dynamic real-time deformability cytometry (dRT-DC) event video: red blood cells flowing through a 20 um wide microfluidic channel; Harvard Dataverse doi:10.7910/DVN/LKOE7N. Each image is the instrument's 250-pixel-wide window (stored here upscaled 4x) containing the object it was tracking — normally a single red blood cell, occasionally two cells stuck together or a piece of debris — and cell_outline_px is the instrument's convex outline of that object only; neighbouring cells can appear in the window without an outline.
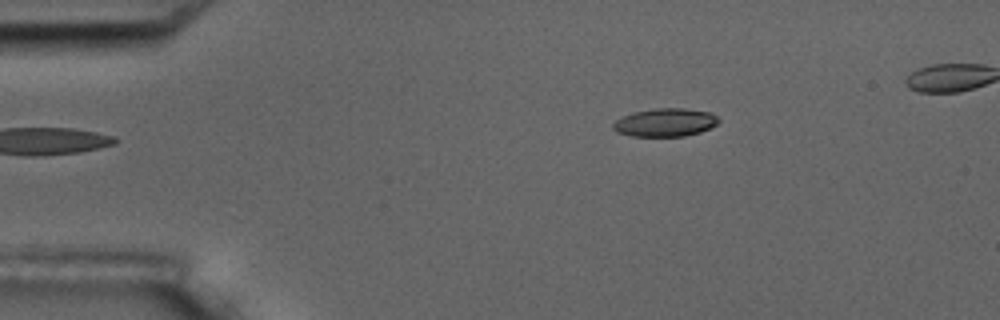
{"species": "common noctule bat (a hibernating species)", "species_latin": "Nyctalus noctula", "temperature_condition": "room temperature", "stored_images_in_passage": 5, "camera_frame_rate_fps": 3000, "um_per_image_px": 0.085, "animal": {"sex": "male", "body_mass_g": 17.5, "forearm_length_mm": 52.3}, "frame": {"image": 1, "passage_image": 5, "time_ms": 4.667, "image_size_px": [1000, 320], "cell_outline_px": [[720, 120], [716, 124], [700, 132], [684, 136], [632, 136], [616, 132], [612, 128], [612, 124], [616, 120], [632, 112], [656, 108], [684, 108], [712, 112]], "centroid_in_image_um": [56.53, 10.4], "position_along_channel_um": 28.5, "area_um2": 17.34}}